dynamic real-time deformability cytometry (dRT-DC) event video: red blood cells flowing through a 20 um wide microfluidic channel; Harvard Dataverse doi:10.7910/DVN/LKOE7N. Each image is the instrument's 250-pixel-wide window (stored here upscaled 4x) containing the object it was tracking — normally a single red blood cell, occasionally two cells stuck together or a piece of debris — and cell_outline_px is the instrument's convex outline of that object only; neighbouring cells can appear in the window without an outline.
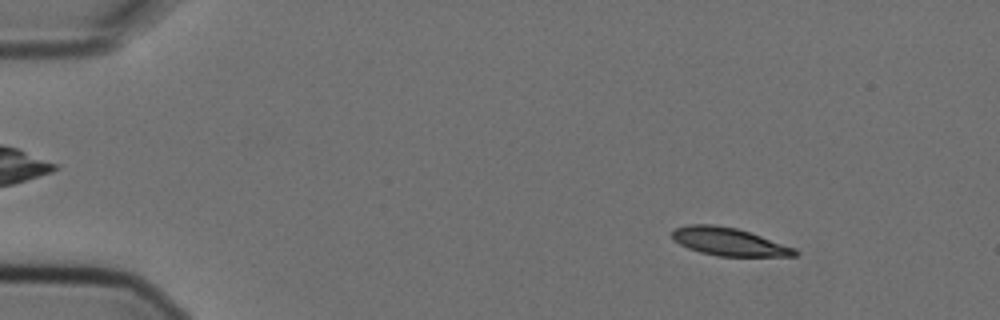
{"species": "Egyptian fruit bat (a non-hibernating species)", "species_latin": "Rousettus aegyptiacus", "temperature_condition": "cold", "stored_images_in_passage": 4, "camera_frame_rate_fps": 3000, "um_per_image_px": 0.085, "animal": {"sex": "female"}, "frame": {"image": 1, "passage_image": 2, "time_ms": 0.333, "image_size_px": [1000, 320], "cell_outline_px": [[800, 252], [796, 256], [716, 256], [700, 252], [688, 248], [672, 240], [672, 232], [676, 228], [688, 224], [712, 224], [736, 228], [796, 248]], "centroid_in_image_um": [61.94, 20.55], "position_along_channel_um": 23.1, "area_um2": 19.88}}